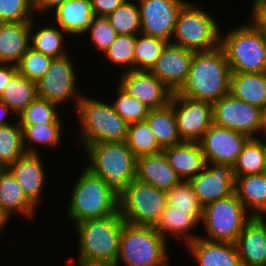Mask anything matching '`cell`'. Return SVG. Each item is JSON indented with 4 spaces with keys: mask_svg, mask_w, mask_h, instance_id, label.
Masks as SVG:
<instances>
[{
    "mask_svg": "<svg viewBox=\"0 0 266 266\" xmlns=\"http://www.w3.org/2000/svg\"><path fill=\"white\" fill-rule=\"evenodd\" d=\"M10 116H12V117L15 116L16 117V115L13 114L11 109L0 99V126H6V125H9V124H12L13 122L9 121V117Z\"/></svg>",
    "mask_w": 266,
    "mask_h": 266,
    "instance_id": "obj_50",
    "label": "cell"
},
{
    "mask_svg": "<svg viewBox=\"0 0 266 266\" xmlns=\"http://www.w3.org/2000/svg\"><path fill=\"white\" fill-rule=\"evenodd\" d=\"M125 0H91L92 11L95 16L110 15Z\"/></svg>",
    "mask_w": 266,
    "mask_h": 266,
    "instance_id": "obj_47",
    "label": "cell"
},
{
    "mask_svg": "<svg viewBox=\"0 0 266 266\" xmlns=\"http://www.w3.org/2000/svg\"><path fill=\"white\" fill-rule=\"evenodd\" d=\"M66 1L68 0H33V8L36 14H44L49 10L53 11Z\"/></svg>",
    "mask_w": 266,
    "mask_h": 266,
    "instance_id": "obj_49",
    "label": "cell"
},
{
    "mask_svg": "<svg viewBox=\"0 0 266 266\" xmlns=\"http://www.w3.org/2000/svg\"><path fill=\"white\" fill-rule=\"evenodd\" d=\"M83 150L89 160L85 167L101 177L116 195L120 196L137 178V157L126 141L89 144Z\"/></svg>",
    "mask_w": 266,
    "mask_h": 266,
    "instance_id": "obj_2",
    "label": "cell"
},
{
    "mask_svg": "<svg viewBox=\"0 0 266 266\" xmlns=\"http://www.w3.org/2000/svg\"><path fill=\"white\" fill-rule=\"evenodd\" d=\"M116 98L111 102L116 113L128 124L144 121L149 108L136 98L129 96L119 85L115 90Z\"/></svg>",
    "mask_w": 266,
    "mask_h": 266,
    "instance_id": "obj_42",
    "label": "cell"
},
{
    "mask_svg": "<svg viewBox=\"0 0 266 266\" xmlns=\"http://www.w3.org/2000/svg\"><path fill=\"white\" fill-rule=\"evenodd\" d=\"M167 204L175 209L190 210V214L201 224L203 206L200 204L189 181L182 180L166 191Z\"/></svg>",
    "mask_w": 266,
    "mask_h": 266,
    "instance_id": "obj_40",
    "label": "cell"
},
{
    "mask_svg": "<svg viewBox=\"0 0 266 266\" xmlns=\"http://www.w3.org/2000/svg\"><path fill=\"white\" fill-rule=\"evenodd\" d=\"M252 217L236 193L209 203L203 208V239L236 243L245 223Z\"/></svg>",
    "mask_w": 266,
    "mask_h": 266,
    "instance_id": "obj_10",
    "label": "cell"
},
{
    "mask_svg": "<svg viewBox=\"0 0 266 266\" xmlns=\"http://www.w3.org/2000/svg\"><path fill=\"white\" fill-rule=\"evenodd\" d=\"M173 107L182 141L199 142L213 124V104L173 93Z\"/></svg>",
    "mask_w": 266,
    "mask_h": 266,
    "instance_id": "obj_13",
    "label": "cell"
},
{
    "mask_svg": "<svg viewBox=\"0 0 266 266\" xmlns=\"http://www.w3.org/2000/svg\"><path fill=\"white\" fill-rule=\"evenodd\" d=\"M200 204L205 207L234 193L233 166L223 163H206V166L189 180Z\"/></svg>",
    "mask_w": 266,
    "mask_h": 266,
    "instance_id": "obj_15",
    "label": "cell"
},
{
    "mask_svg": "<svg viewBox=\"0 0 266 266\" xmlns=\"http://www.w3.org/2000/svg\"><path fill=\"white\" fill-rule=\"evenodd\" d=\"M230 76L231 70L220 45L194 52L186 82L177 94L213 104L230 93Z\"/></svg>",
    "mask_w": 266,
    "mask_h": 266,
    "instance_id": "obj_1",
    "label": "cell"
},
{
    "mask_svg": "<svg viewBox=\"0 0 266 266\" xmlns=\"http://www.w3.org/2000/svg\"><path fill=\"white\" fill-rule=\"evenodd\" d=\"M264 110L235 98L231 93L213 103V123L259 138L263 130ZM256 135V136H255Z\"/></svg>",
    "mask_w": 266,
    "mask_h": 266,
    "instance_id": "obj_11",
    "label": "cell"
},
{
    "mask_svg": "<svg viewBox=\"0 0 266 266\" xmlns=\"http://www.w3.org/2000/svg\"><path fill=\"white\" fill-rule=\"evenodd\" d=\"M194 52L168 42L151 72L173 93L185 84Z\"/></svg>",
    "mask_w": 266,
    "mask_h": 266,
    "instance_id": "obj_18",
    "label": "cell"
},
{
    "mask_svg": "<svg viewBox=\"0 0 266 266\" xmlns=\"http://www.w3.org/2000/svg\"><path fill=\"white\" fill-rule=\"evenodd\" d=\"M162 151L181 180L189 181L206 166L199 142L183 141L166 147Z\"/></svg>",
    "mask_w": 266,
    "mask_h": 266,
    "instance_id": "obj_24",
    "label": "cell"
},
{
    "mask_svg": "<svg viewBox=\"0 0 266 266\" xmlns=\"http://www.w3.org/2000/svg\"><path fill=\"white\" fill-rule=\"evenodd\" d=\"M53 58L33 50L31 47L22 56L17 72L32 81L38 82L47 73Z\"/></svg>",
    "mask_w": 266,
    "mask_h": 266,
    "instance_id": "obj_43",
    "label": "cell"
},
{
    "mask_svg": "<svg viewBox=\"0 0 266 266\" xmlns=\"http://www.w3.org/2000/svg\"><path fill=\"white\" fill-rule=\"evenodd\" d=\"M86 34L99 52H104L118 36L107 17L95 15L84 36Z\"/></svg>",
    "mask_w": 266,
    "mask_h": 266,
    "instance_id": "obj_44",
    "label": "cell"
},
{
    "mask_svg": "<svg viewBox=\"0 0 266 266\" xmlns=\"http://www.w3.org/2000/svg\"><path fill=\"white\" fill-rule=\"evenodd\" d=\"M41 154H25L7 167L25 196L36 206L42 204V192L46 186L47 175Z\"/></svg>",
    "mask_w": 266,
    "mask_h": 266,
    "instance_id": "obj_19",
    "label": "cell"
},
{
    "mask_svg": "<svg viewBox=\"0 0 266 266\" xmlns=\"http://www.w3.org/2000/svg\"><path fill=\"white\" fill-rule=\"evenodd\" d=\"M107 18L118 35L136 36L141 33L139 7L131 0H125Z\"/></svg>",
    "mask_w": 266,
    "mask_h": 266,
    "instance_id": "obj_38",
    "label": "cell"
},
{
    "mask_svg": "<svg viewBox=\"0 0 266 266\" xmlns=\"http://www.w3.org/2000/svg\"><path fill=\"white\" fill-rule=\"evenodd\" d=\"M235 244L243 266H266L265 216H252Z\"/></svg>",
    "mask_w": 266,
    "mask_h": 266,
    "instance_id": "obj_20",
    "label": "cell"
},
{
    "mask_svg": "<svg viewBox=\"0 0 266 266\" xmlns=\"http://www.w3.org/2000/svg\"><path fill=\"white\" fill-rule=\"evenodd\" d=\"M52 12L53 23L70 36L84 37L94 17L91 0H68Z\"/></svg>",
    "mask_w": 266,
    "mask_h": 266,
    "instance_id": "obj_26",
    "label": "cell"
},
{
    "mask_svg": "<svg viewBox=\"0 0 266 266\" xmlns=\"http://www.w3.org/2000/svg\"><path fill=\"white\" fill-rule=\"evenodd\" d=\"M3 169H4V167L0 165V172H1Z\"/></svg>",
    "mask_w": 266,
    "mask_h": 266,
    "instance_id": "obj_55",
    "label": "cell"
},
{
    "mask_svg": "<svg viewBox=\"0 0 266 266\" xmlns=\"http://www.w3.org/2000/svg\"><path fill=\"white\" fill-rule=\"evenodd\" d=\"M0 211L9 218L19 214L31 221L35 219L37 211L7 168L0 172Z\"/></svg>",
    "mask_w": 266,
    "mask_h": 266,
    "instance_id": "obj_25",
    "label": "cell"
},
{
    "mask_svg": "<svg viewBox=\"0 0 266 266\" xmlns=\"http://www.w3.org/2000/svg\"><path fill=\"white\" fill-rule=\"evenodd\" d=\"M262 138L266 139V109L264 110V117H263V130H262Z\"/></svg>",
    "mask_w": 266,
    "mask_h": 266,
    "instance_id": "obj_53",
    "label": "cell"
},
{
    "mask_svg": "<svg viewBox=\"0 0 266 266\" xmlns=\"http://www.w3.org/2000/svg\"><path fill=\"white\" fill-rule=\"evenodd\" d=\"M17 122L0 126V165L7 168L26 154L23 146L22 127Z\"/></svg>",
    "mask_w": 266,
    "mask_h": 266,
    "instance_id": "obj_36",
    "label": "cell"
},
{
    "mask_svg": "<svg viewBox=\"0 0 266 266\" xmlns=\"http://www.w3.org/2000/svg\"><path fill=\"white\" fill-rule=\"evenodd\" d=\"M31 21L0 23V63L17 65L30 48Z\"/></svg>",
    "mask_w": 266,
    "mask_h": 266,
    "instance_id": "obj_23",
    "label": "cell"
},
{
    "mask_svg": "<svg viewBox=\"0 0 266 266\" xmlns=\"http://www.w3.org/2000/svg\"><path fill=\"white\" fill-rule=\"evenodd\" d=\"M34 12L33 0H0V23L32 21Z\"/></svg>",
    "mask_w": 266,
    "mask_h": 266,
    "instance_id": "obj_45",
    "label": "cell"
},
{
    "mask_svg": "<svg viewBox=\"0 0 266 266\" xmlns=\"http://www.w3.org/2000/svg\"><path fill=\"white\" fill-rule=\"evenodd\" d=\"M11 218L7 217L2 211H0V233L5 230V226L8 225V222L11 221Z\"/></svg>",
    "mask_w": 266,
    "mask_h": 266,
    "instance_id": "obj_52",
    "label": "cell"
},
{
    "mask_svg": "<svg viewBox=\"0 0 266 266\" xmlns=\"http://www.w3.org/2000/svg\"><path fill=\"white\" fill-rule=\"evenodd\" d=\"M70 191L67 215L73 224L119 213V196L86 167Z\"/></svg>",
    "mask_w": 266,
    "mask_h": 266,
    "instance_id": "obj_3",
    "label": "cell"
},
{
    "mask_svg": "<svg viewBox=\"0 0 266 266\" xmlns=\"http://www.w3.org/2000/svg\"><path fill=\"white\" fill-rule=\"evenodd\" d=\"M252 4L251 16L249 18L266 38V0H253Z\"/></svg>",
    "mask_w": 266,
    "mask_h": 266,
    "instance_id": "obj_46",
    "label": "cell"
},
{
    "mask_svg": "<svg viewBox=\"0 0 266 266\" xmlns=\"http://www.w3.org/2000/svg\"><path fill=\"white\" fill-rule=\"evenodd\" d=\"M118 85L131 97L149 109H157L170 103L173 92L151 71L122 72Z\"/></svg>",
    "mask_w": 266,
    "mask_h": 266,
    "instance_id": "obj_17",
    "label": "cell"
},
{
    "mask_svg": "<svg viewBox=\"0 0 266 266\" xmlns=\"http://www.w3.org/2000/svg\"><path fill=\"white\" fill-rule=\"evenodd\" d=\"M251 138L214 123L199 141L206 163L234 165Z\"/></svg>",
    "mask_w": 266,
    "mask_h": 266,
    "instance_id": "obj_16",
    "label": "cell"
},
{
    "mask_svg": "<svg viewBox=\"0 0 266 266\" xmlns=\"http://www.w3.org/2000/svg\"><path fill=\"white\" fill-rule=\"evenodd\" d=\"M17 73V66L12 64L0 63V96L8 82Z\"/></svg>",
    "mask_w": 266,
    "mask_h": 266,
    "instance_id": "obj_48",
    "label": "cell"
},
{
    "mask_svg": "<svg viewBox=\"0 0 266 266\" xmlns=\"http://www.w3.org/2000/svg\"><path fill=\"white\" fill-rule=\"evenodd\" d=\"M168 42L158 37L138 34L135 36L134 70L151 71Z\"/></svg>",
    "mask_w": 266,
    "mask_h": 266,
    "instance_id": "obj_34",
    "label": "cell"
},
{
    "mask_svg": "<svg viewBox=\"0 0 266 266\" xmlns=\"http://www.w3.org/2000/svg\"><path fill=\"white\" fill-rule=\"evenodd\" d=\"M167 245L154 227L125 222L115 266H169Z\"/></svg>",
    "mask_w": 266,
    "mask_h": 266,
    "instance_id": "obj_7",
    "label": "cell"
},
{
    "mask_svg": "<svg viewBox=\"0 0 266 266\" xmlns=\"http://www.w3.org/2000/svg\"><path fill=\"white\" fill-rule=\"evenodd\" d=\"M263 173L266 174V139H265V156H264Z\"/></svg>",
    "mask_w": 266,
    "mask_h": 266,
    "instance_id": "obj_54",
    "label": "cell"
},
{
    "mask_svg": "<svg viewBox=\"0 0 266 266\" xmlns=\"http://www.w3.org/2000/svg\"><path fill=\"white\" fill-rule=\"evenodd\" d=\"M63 123L21 125L23 146L27 154H40L39 147L57 148L61 144ZM38 147V148H37Z\"/></svg>",
    "mask_w": 266,
    "mask_h": 266,
    "instance_id": "obj_32",
    "label": "cell"
},
{
    "mask_svg": "<svg viewBox=\"0 0 266 266\" xmlns=\"http://www.w3.org/2000/svg\"><path fill=\"white\" fill-rule=\"evenodd\" d=\"M145 120L162 149L183 142L179 135L176 116L170 103L161 108L150 109Z\"/></svg>",
    "mask_w": 266,
    "mask_h": 266,
    "instance_id": "obj_31",
    "label": "cell"
},
{
    "mask_svg": "<svg viewBox=\"0 0 266 266\" xmlns=\"http://www.w3.org/2000/svg\"><path fill=\"white\" fill-rule=\"evenodd\" d=\"M37 98V82L25 78L18 72L11 78L0 96L16 118Z\"/></svg>",
    "mask_w": 266,
    "mask_h": 266,
    "instance_id": "obj_33",
    "label": "cell"
},
{
    "mask_svg": "<svg viewBox=\"0 0 266 266\" xmlns=\"http://www.w3.org/2000/svg\"><path fill=\"white\" fill-rule=\"evenodd\" d=\"M167 205L166 191L132 180L119 196V213L126 223L155 227Z\"/></svg>",
    "mask_w": 266,
    "mask_h": 266,
    "instance_id": "obj_9",
    "label": "cell"
},
{
    "mask_svg": "<svg viewBox=\"0 0 266 266\" xmlns=\"http://www.w3.org/2000/svg\"><path fill=\"white\" fill-rule=\"evenodd\" d=\"M187 2V0H137L141 33L171 42L178 13Z\"/></svg>",
    "mask_w": 266,
    "mask_h": 266,
    "instance_id": "obj_14",
    "label": "cell"
},
{
    "mask_svg": "<svg viewBox=\"0 0 266 266\" xmlns=\"http://www.w3.org/2000/svg\"><path fill=\"white\" fill-rule=\"evenodd\" d=\"M265 139L251 138L239 154L233 165L234 176L263 173Z\"/></svg>",
    "mask_w": 266,
    "mask_h": 266,
    "instance_id": "obj_35",
    "label": "cell"
},
{
    "mask_svg": "<svg viewBox=\"0 0 266 266\" xmlns=\"http://www.w3.org/2000/svg\"><path fill=\"white\" fill-rule=\"evenodd\" d=\"M137 179L163 191L172 189L182 181L169 165L163 151L137 158Z\"/></svg>",
    "mask_w": 266,
    "mask_h": 266,
    "instance_id": "obj_22",
    "label": "cell"
},
{
    "mask_svg": "<svg viewBox=\"0 0 266 266\" xmlns=\"http://www.w3.org/2000/svg\"><path fill=\"white\" fill-rule=\"evenodd\" d=\"M199 266H243L235 243L198 237L186 244Z\"/></svg>",
    "mask_w": 266,
    "mask_h": 266,
    "instance_id": "obj_21",
    "label": "cell"
},
{
    "mask_svg": "<svg viewBox=\"0 0 266 266\" xmlns=\"http://www.w3.org/2000/svg\"><path fill=\"white\" fill-rule=\"evenodd\" d=\"M60 108L62 107H58L45 99L37 98L17 118L20 125L63 123Z\"/></svg>",
    "mask_w": 266,
    "mask_h": 266,
    "instance_id": "obj_39",
    "label": "cell"
},
{
    "mask_svg": "<svg viewBox=\"0 0 266 266\" xmlns=\"http://www.w3.org/2000/svg\"><path fill=\"white\" fill-rule=\"evenodd\" d=\"M230 93L250 105L266 109V72H231Z\"/></svg>",
    "mask_w": 266,
    "mask_h": 266,
    "instance_id": "obj_29",
    "label": "cell"
},
{
    "mask_svg": "<svg viewBox=\"0 0 266 266\" xmlns=\"http://www.w3.org/2000/svg\"><path fill=\"white\" fill-rule=\"evenodd\" d=\"M66 55L53 58L47 73L37 82L38 98L45 99L58 107L64 102L75 100L76 107L83 94L76 84L77 74L72 59Z\"/></svg>",
    "mask_w": 266,
    "mask_h": 266,
    "instance_id": "obj_12",
    "label": "cell"
},
{
    "mask_svg": "<svg viewBox=\"0 0 266 266\" xmlns=\"http://www.w3.org/2000/svg\"><path fill=\"white\" fill-rule=\"evenodd\" d=\"M198 225L201 224L190 214V210L175 209L167 204L154 228L164 239L167 240L170 234L186 245L200 236L193 231Z\"/></svg>",
    "mask_w": 266,
    "mask_h": 266,
    "instance_id": "obj_27",
    "label": "cell"
},
{
    "mask_svg": "<svg viewBox=\"0 0 266 266\" xmlns=\"http://www.w3.org/2000/svg\"><path fill=\"white\" fill-rule=\"evenodd\" d=\"M79 117V141L89 144L126 141L129 124L114 110L111 102L83 95L76 111Z\"/></svg>",
    "mask_w": 266,
    "mask_h": 266,
    "instance_id": "obj_4",
    "label": "cell"
},
{
    "mask_svg": "<svg viewBox=\"0 0 266 266\" xmlns=\"http://www.w3.org/2000/svg\"><path fill=\"white\" fill-rule=\"evenodd\" d=\"M220 33L214 16L188 1L178 13L171 43L193 52L208 51L220 45Z\"/></svg>",
    "mask_w": 266,
    "mask_h": 266,
    "instance_id": "obj_8",
    "label": "cell"
},
{
    "mask_svg": "<svg viewBox=\"0 0 266 266\" xmlns=\"http://www.w3.org/2000/svg\"><path fill=\"white\" fill-rule=\"evenodd\" d=\"M125 221L120 213L74 224L78 238L77 259L115 265Z\"/></svg>",
    "mask_w": 266,
    "mask_h": 266,
    "instance_id": "obj_5",
    "label": "cell"
},
{
    "mask_svg": "<svg viewBox=\"0 0 266 266\" xmlns=\"http://www.w3.org/2000/svg\"><path fill=\"white\" fill-rule=\"evenodd\" d=\"M35 23L33 19L30 28V47L52 58L66 56L69 51L65 48L66 44L64 45V43L66 42L64 41H66L65 36L68 34L53 22L47 24L48 26H43L41 24L42 27L40 28H37L36 25L38 24ZM34 27H36V29H34Z\"/></svg>",
    "mask_w": 266,
    "mask_h": 266,
    "instance_id": "obj_30",
    "label": "cell"
},
{
    "mask_svg": "<svg viewBox=\"0 0 266 266\" xmlns=\"http://www.w3.org/2000/svg\"><path fill=\"white\" fill-rule=\"evenodd\" d=\"M234 192L252 216H266V174L235 176Z\"/></svg>",
    "mask_w": 266,
    "mask_h": 266,
    "instance_id": "obj_28",
    "label": "cell"
},
{
    "mask_svg": "<svg viewBox=\"0 0 266 266\" xmlns=\"http://www.w3.org/2000/svg\"><path fill=\"white\" fill-rule=\"evenodd\" d=\"M224 35L220 46L225 52L231 72H266V38L251 19Z\"/></svg>",
    "mask_w": 266,
    "mask_h": 266,
    "instance_id": "obj_6",
    "label": "cell"
},
{
    "mask_svg": "<svg viewBox=\"0 0 266 266\" xmlns=\"http://www.w3.org/2000/svg\"><path fill=\"white\" fill-rule=\"evenodd\" d=\"M74 266H115V265L107 264L103 262H89V261H83L80 259H76V264Z\"/></svg>",
    "mask_w": 266,
    "mask_h": 266,
    "instance_id": "obj_51",
    "label": "cell"
},
{
    "mask_svg": "<svg viewBox=\"0 0 266 266\" xmlns=\"http://www.w3.org/2000/svg\"><path fill=\"white\" fill-rule=\"evenodd\" d=\"M135 36L118 35L113 43L103 52L106 60L123 68L124 72L134 70Z\"/></svg>",
    "mask_w": 266,
    "mask_h": 266,
    "instance_id": "obj_41",
    "label": "cell"
},
{
    "mask_svg": "<svg viewBox=\"0 0 266 266\" xmlns=\"http://www.w3.org/2000/svg\"><path fill=\"white\" fill-rule=\"evenodd\" d=\"M126 143L137 158L157 154L163 150L146 120L129 124Z\"/></svg>",
    "mask_w": 266,
    "mask_h": 266,
    "instance_id": "obj_37",
    "label": "cell"
}]
</instances>
